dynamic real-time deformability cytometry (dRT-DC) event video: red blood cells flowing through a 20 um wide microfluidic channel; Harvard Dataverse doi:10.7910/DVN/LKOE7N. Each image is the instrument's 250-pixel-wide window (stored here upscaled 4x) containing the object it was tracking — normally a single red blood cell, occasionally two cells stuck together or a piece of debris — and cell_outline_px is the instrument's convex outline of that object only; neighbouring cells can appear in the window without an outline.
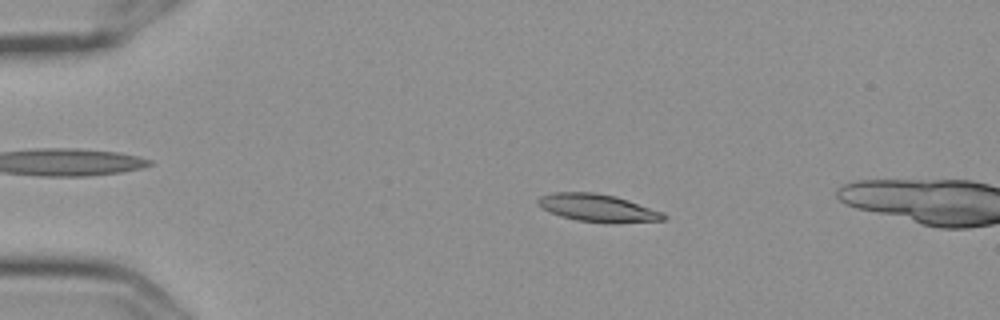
{"species": "Egyptian fruit bat (a non-hibernating species)", "species_latin": "Rousettus aegyptiacus", "temperature_condition": "cold", "stored_images_in_passage": 5, "camera_frame_rate_fps": 3000, "um_per_image_px": 0.085, "frame": {"image": 1, "passage_image": 3, "time_ms": 0.667, "image_size_px": [1000, 320], "cell_outline_px": [[668, 220], [612, 224], [576, 220], [560, 216], [536, 204], [536, 200], [540, 196], [552, 192], [596, 192], [616, 196], [664, 212], [668, 216]], "centroid_in_image_um": [50.87, 17.68], "position_along_channel_um": 34.1, "area_um2": 20.63}}